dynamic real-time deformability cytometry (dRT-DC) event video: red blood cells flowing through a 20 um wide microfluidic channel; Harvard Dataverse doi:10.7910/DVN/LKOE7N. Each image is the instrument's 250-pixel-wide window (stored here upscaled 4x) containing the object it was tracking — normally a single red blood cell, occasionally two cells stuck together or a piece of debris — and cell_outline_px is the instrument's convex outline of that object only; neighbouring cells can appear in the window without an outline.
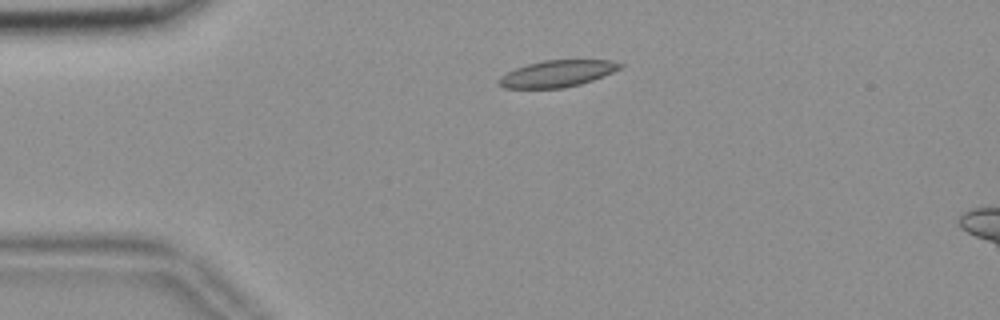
{"species": "common noctule bat (a hibernating species)", "species_latin": "Nyctalus noctula", "temperature_condition": "room temperature", "stored_images_in_passage": 44, "camera_frame_rate_fps": 3000, "um_per_image_px": 0.085, "animal": {"sex": "female", "body_mass_g": 18.4}, "frame": {"image": 1, "passage_image": 1, "time_ms": 0.0, "image_size_px": [1000, 320], "cell_outline_px": [[624, 64], [620, 68], [612, 72], [592, 80], [580, 84], [564, 88], [504, 88], [496, 84], [496, 80], [500, 76], [516, 68], [528, 64], [544, 60], [612, 60]], "centroid_in_image_um": [47.32, 6.26], "position_along_channel_um": 37.7, "area_um2": 18.79}}
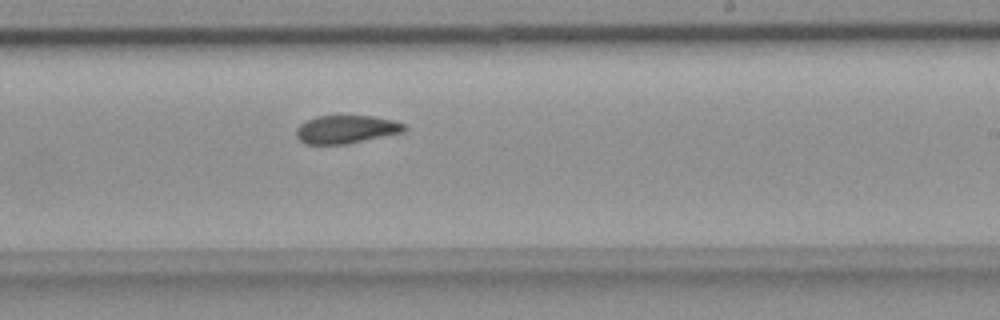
{"frame": {"image": 2, "passage_image": 22, "time_ms": 7.0, "image_size_px": [1000, 320], "cell_outline_px": [[408, 128], [404, 132], [344, 144], [304, 144], [296, 136], [296, 128], [304, 120], [316, 116], [372, 116], [392, 120], [404, 124]], "centroid_in_image_um": [29.39, 10.99], "position_along_channel_um": 259.6, "area_um2": 17.69}}
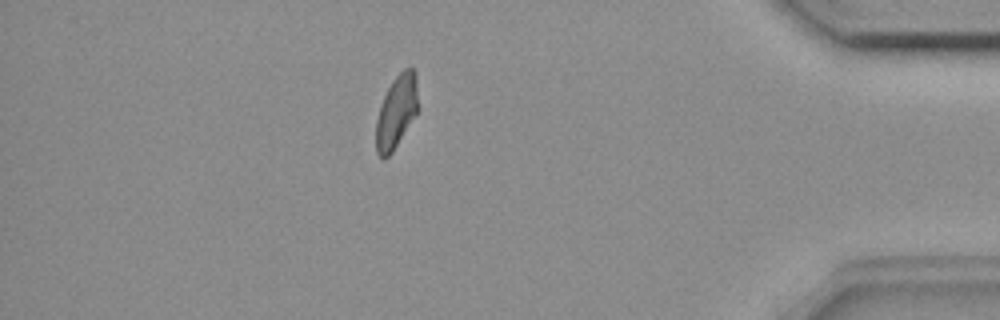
{"frame": {"image": 3, "passage_image": 37, "time_ms": 12.0, "image_size_px": [1000, 320], "cell_outline_px": [[420, 108], [392, 152], [384, 160], [376, 152], [376, 120], [380, 104], [392, 80], [404, 68], [412, 68], [416, 72]], "centroid_in_image_um": [33.72, 9.47], "position_along_channel_um": 401.5, "area_um2": 18.15}, "authors_computed_cell_mechanics": {"area_um2": 18.496, "velocity_mm_per_s": 3.6562, "shape_relaxation_time_tau1_ms": 9.1761, "shape_relaxation_time_tau2_ms": 4.3683, "deformation_change_tau1": 0.1906, "deformation_change_tau2": 0.1065}}